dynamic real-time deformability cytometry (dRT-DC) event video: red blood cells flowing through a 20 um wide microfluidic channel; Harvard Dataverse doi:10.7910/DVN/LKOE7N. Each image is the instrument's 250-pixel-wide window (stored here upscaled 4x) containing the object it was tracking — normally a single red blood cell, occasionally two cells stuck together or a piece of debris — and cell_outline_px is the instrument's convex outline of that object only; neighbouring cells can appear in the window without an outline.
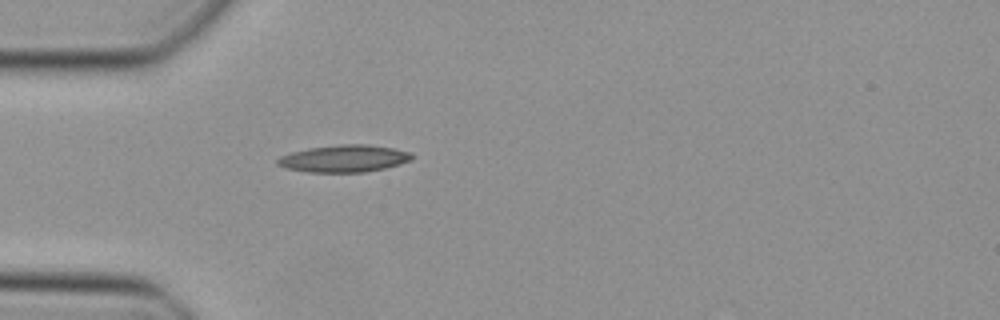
{"species": "Egyptian fruit bat (a non-hibernating species)", "species_latin": "Rousettus aegyptiacus", "temperature_condition": "cold", "stored_images_in_passage": 36, "camera_frame_rate_fps": 3000, "um_per_image_px": 0.085, "animal": {"sex": "female"}, "frame": {"image": 1, "passage_image": 2, "time_ms": 0.333, "image_size_px": [1000, 320], "cell_outline_px": [[412, 160], [400, 164], [384, 168], [364, 172], [308, 172], [284, 168], [276, 164], [276, 160], [280, 156], [292, 152], [308, 148], [340, 144], [368, 144], [392, 148], [412, 152]], "centroid_in_image_um": [29.23, 13.47], "position_along_channel_um": 55.8, "area_um2": 21.33}}
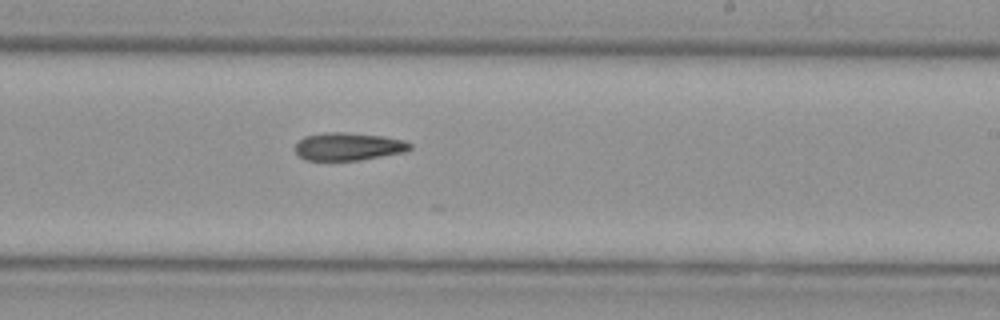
{"frame": {"image": 2, "passage_image": 17, "time_ms": 5.333, "image_size_px": [1000, 320], "cell_outline_px": [[412, 148], [404, 152], [360, 160], [304, 160], [296, 152], [296, 144], [304, 136], [328, 132], [344, 132], [384, 136], [404, 140], [412, 144]], "centroid_in_image_um": [29.63, 12.45], "position_along_channel_um": 259.4, "area_um2": 18.55}}
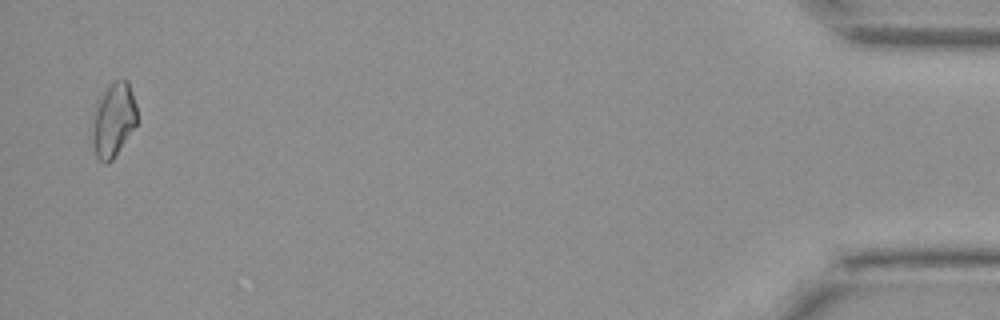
{"frame": {"image": 3, "passage_image": 35, "time_ms": 11.333, "image_size_px": [1000, 320], "cell_outline_px": [[136, 124], [112, 160], [100, 160], [96, 156], [92, 144], [92, 116], [100, 92], [104, 88], [116, 80], [128, 80], [136, 104]], "centroid_in_image_um": [9.61, 10.13], "position_along_channel_um": 425.6, "area_um2": 19.25}}